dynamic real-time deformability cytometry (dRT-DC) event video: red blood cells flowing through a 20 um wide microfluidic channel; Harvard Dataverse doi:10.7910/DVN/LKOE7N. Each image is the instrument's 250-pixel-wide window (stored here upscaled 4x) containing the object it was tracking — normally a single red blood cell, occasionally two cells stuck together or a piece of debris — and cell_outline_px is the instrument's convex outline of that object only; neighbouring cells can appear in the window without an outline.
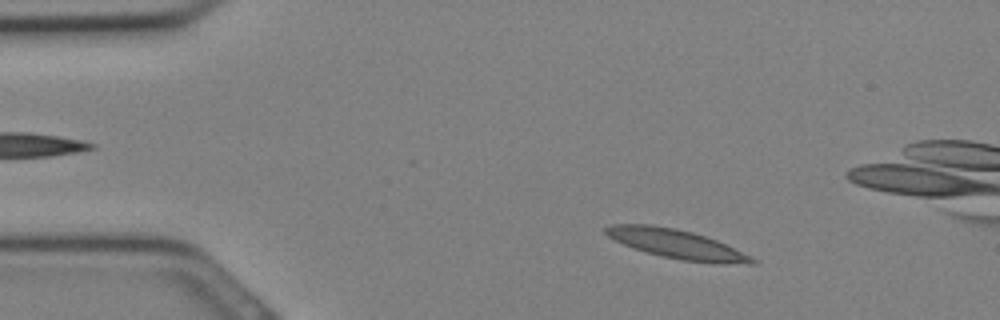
{"species": "Egyptian fruit bat (a non-hibernating species)", "species_latin": "Rousettus aegyptiacus", "temperature_condition": "cold", "stored_images_in_passage": 17, "camera_frame_rate_fps": 3000, "um_per_image_px": 0.085, "animal": {"sex": "female"}, "frame": {"image": 1, "passage_image": 3, "time_ms": 0.667, "image_size_px": [1000, 320], "cell_outline_px": [[760, 260], [756, 264], [720, 264], [684, 260], [664, 256], [648, 252], [624, 244], [608, 236], [604, 232], [604, 228], [612, 224], [652, 224], [676, 228], [692, 232], [716, 240]], "centroid_in_image_um": [57.57, 20.74], "position_along_channel_um": 27.4, "area_um2": 24.57}}
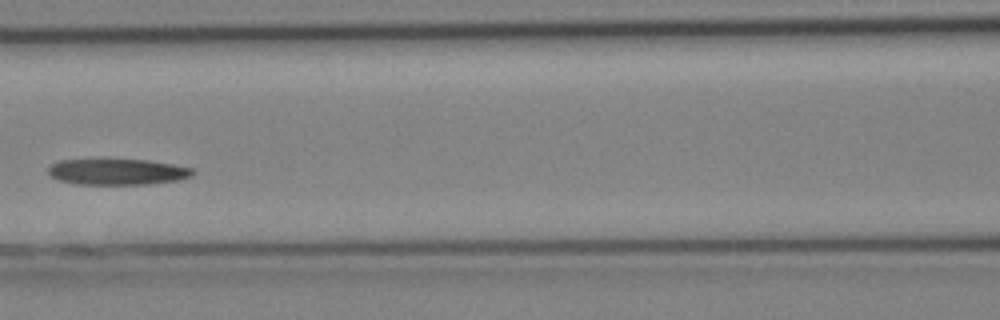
{"frame": {"image": 2, "passage_image": 12, "time_ms": 3.667, "image_size_px": [1000, 320], "cell_outline_px": [[196, 172], [192, 176], [176, 180], [148, 184], [76, 184], [56, 180], [48, 176], [48, 168], [52, 164], [60, 160], [148, 160], [172, 164], [192, 168]], "centroid_in_image_um": [9.95, 14.61], "position_along_channel_um": 156.7, "area_um2": 21.85}}
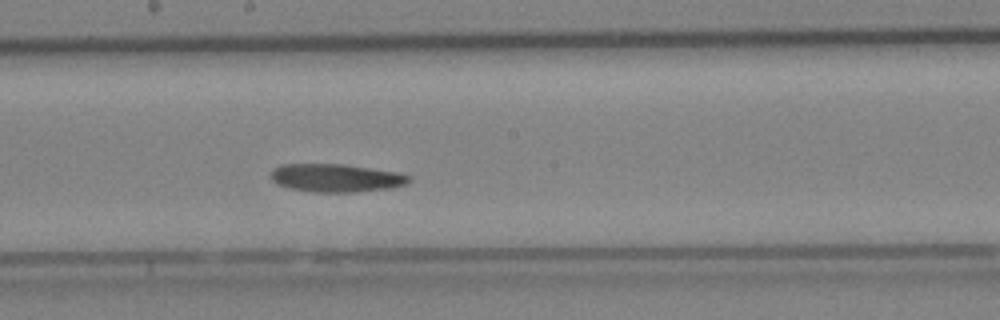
{"frame": {"image": 3, "passage_image": 15, "time_ms": 4.667, "image_size_px": [1000, 320], "cell_outline_px": [[412, 180], [408, 184], [392, 188], [356, 192], [316, 192], [292, 188], [276, 184], [272, 180], [272, 168], [284, 164], [340, 164], [400, 172], [412, 176]], "centroid_in_image_um": [28.64, 15.12], "position_along_channel_um": 219.6, "area_um2": 22.72}}